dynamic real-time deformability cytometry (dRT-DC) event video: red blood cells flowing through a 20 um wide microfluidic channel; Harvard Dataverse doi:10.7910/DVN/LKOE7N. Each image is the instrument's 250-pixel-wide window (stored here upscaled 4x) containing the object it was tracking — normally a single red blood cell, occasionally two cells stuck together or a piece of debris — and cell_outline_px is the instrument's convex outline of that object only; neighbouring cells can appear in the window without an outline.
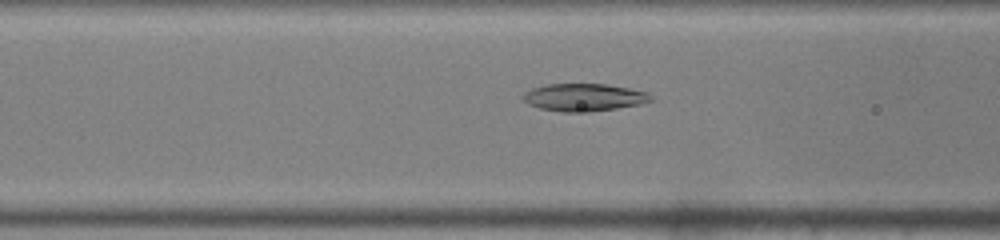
{"species": "common noctule bat (a hibernating species)", "species_latin": "Nyctalus noctula", "temperature_condition": "warm", "stored_images_in_passage": 38, "camera_frame_rate_fps": 3000, "um_per_image_px": 0.085, "animal": {"sex": "male", "body_mass_g": 19.0, "forearm_length_mm": 50.8}, "frame": {"image": 1, "passage_image": 7, "time_ms": 2.0, "image_size_px": [1000, 240], "cell_outline_px": [[652, 100], [640, 104], [616, 108], [588, 112], [560, 112], [540, 108], [528, 104], [520, 96], [524, 92], [532, 88], [548, 84], [608, 84], [648, 92], [652, 96]], "centroid_in_image_um": [49.61, 8.27], "position_along_channel_um": 117.0, "area_um2": 20.58}}
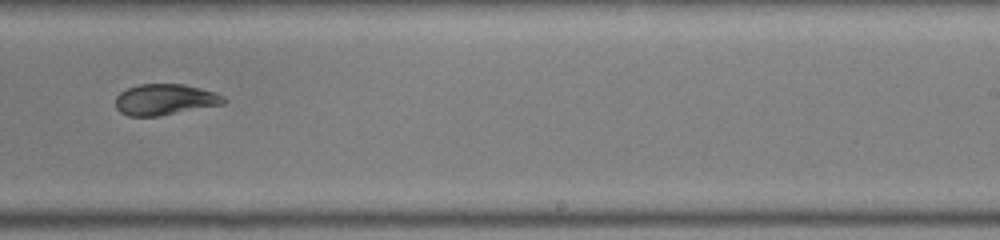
{"frame": {"image": 2, "passage_image": 19, "time_ms": 6.0, "image_size_px": [1000, 240], "cell_outline_px": [[228, 100], [224, 104], [160, 116], [128, 116], [120, 112], [116, 108], [116, 96], [120, 92], [128, 88], [140, 84], [184, 84], [216, 92], [224, 96]], "centroid_in_image_um": [14.05, 8.46], "position_along_channel_um": 275.0, "area_um2": 19.71}}
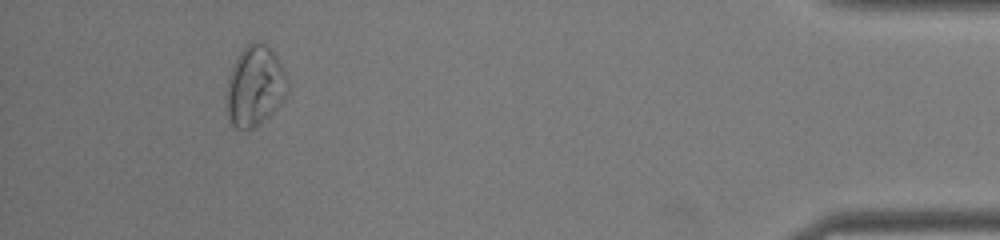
{"frame": {"image": 3, "passage_image": 34, "time_ms": 11.0, "image_size_px": [1000, 240], "cell_outline_px": [[288, 92], [280, 104], [268, 116], [252, 128], [236, 128], [228, 124], [224, 104], [228, 80], [232, 68], [240, 52], [252, 40], [256, 40], [272, 48], [288, 80]], "centroid_in_image_um": [21.63, 7.33], "position_along_channel_um": 413.6, "area_um2": 28.78}, "authors_computed_cell_mechanics": {"area_um2": 20.9525, "velocity_mm_per_s": 3.9585, "shape_relaxation_time_tau1_ms": null, "shape_relaxation_time_tau2_ms": 2.8049, "deformation_change_tau1": null, "deformation_change_tau2": 0.0703}}